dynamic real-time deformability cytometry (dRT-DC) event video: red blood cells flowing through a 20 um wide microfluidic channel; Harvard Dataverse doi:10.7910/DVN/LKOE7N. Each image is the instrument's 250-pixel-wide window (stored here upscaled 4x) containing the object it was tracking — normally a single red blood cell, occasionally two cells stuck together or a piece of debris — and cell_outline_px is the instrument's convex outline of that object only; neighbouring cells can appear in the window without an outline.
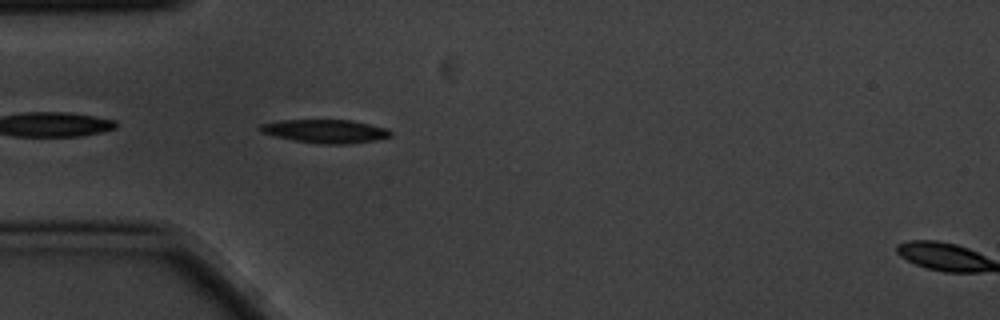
{"species": "common noctule bat (a hibernating species)", "species_latin": "Nyctalus noctula", "temperature_condition": "cold", "stored_images_in_passage": 6, "segment_of_instrument_passage": [1, 2], "camera_frame_rate_fps": 3000, "um_per_image_px": 0.085, "animal": {"sex": "male", "body_mass_g": 20.1, "forearm_length_mm": 53.5}, "frame": {"image": 1, "passage_image": 5, "time_ms": 1.333, "image_size_px": [1000, 320], "cell_outline_px": [[392, 136], [376, 140], [348, 144], [320, 144], [296, 140], [276, 136], [260, 132], [256, 128], [260, 124], [280, 120], [352, 120], [388, 128], [392, 132]], "centroid_in_image_um": [27.67, 11.15], "position_along_channel_um": 57.3, "area_um2": 17.92}}